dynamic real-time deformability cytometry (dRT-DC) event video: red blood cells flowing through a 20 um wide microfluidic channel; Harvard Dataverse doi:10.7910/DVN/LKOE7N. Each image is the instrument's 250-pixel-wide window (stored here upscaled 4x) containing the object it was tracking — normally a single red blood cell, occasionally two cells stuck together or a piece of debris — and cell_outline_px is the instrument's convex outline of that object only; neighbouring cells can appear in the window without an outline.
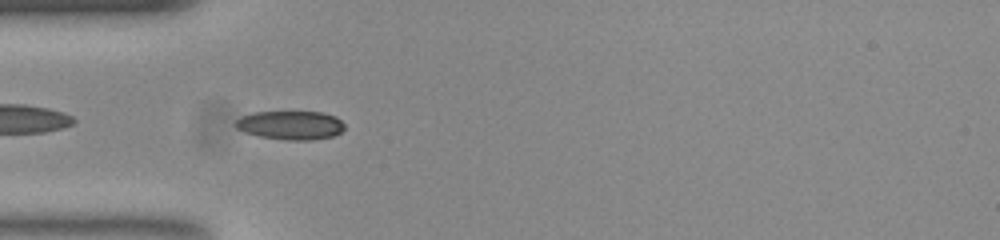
{"species": "common noctule bat (a hibernating species)", "species_latin": "Nyctalus noctula", "temperature_condition": "room temperature", "stored_images_in_passage": 39, "camera_frame_rate_fps": 3000, "um_per_image_px": 0.085, "animal": {"sex": "female", "body_mass_g": 23.0, "forearm_length_mm": 53.4}, "frame": {"image": 1, "passage_image": 2, "time_ms": 0.333, "image_size_px": [1000, 240], "cell_outline_px": [[344, 128], [340, 132], [332, 136], [308, 140], [288, 140], [260, 136], [244, 132], [236, 128], [236, 120], [240, 116], [256, 112], [320, 112], [336, 116], [344, 124]], "centroid_in_image_um": [24.69, 10.63], "position_along_channel_um": 60.3, "area_um2": 18.09}}
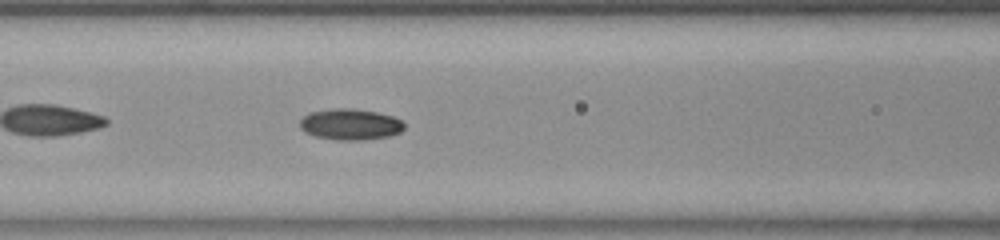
{"frame": {"image": 2, "passage_image": 8, "time_ms": 2.333, "image_size_px": [1000, 240], "cell_outline_px": [[404, 128], [400, 132], [388, 136], [348, 140], [344, 140], [316, 136], [300, 128], [300, 120], [308, 112], [332, 108], [352, 108], [376, 112], [392, 116], [400, 120], [404, 124]], "centroid_in_image_um": [29.75, 10.54], "position_along_channel_um": 136.8, "area_um2": 18.5}}
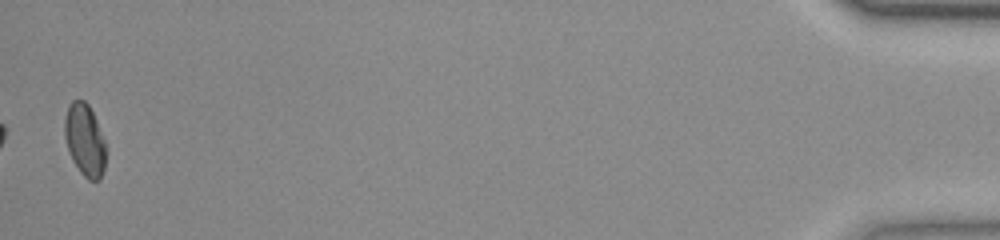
{"frame": {"image": 3, "passage_image": 38, "time_ms": 12.333, "image_size_px": [1000, 240], "cell_outline_px": [[104, 168], [100, 180], [88, 180], [80, 172], [68, 148], [64, 136], [64, 120], [68, 108], [72, 100], [84, 100], [88, 104], [96, 120], [104, 140]], "centroid_in_image_um": [7.19, 11.89], "position_along_channel_um": 428.0, "area_um2": 16.88}, "authors_computed_cell_mechanics": {"area_um2": 17.8024, "velocity_mm_per_s": 3.8899, "shape_relaxation_time_tau1_ms": 7.7625, "shape_relaxation_time_tau2_ms": 6.2155, "deformation_change_tau1": 0.1779, "deformation_change_tau2": 0.0811}}